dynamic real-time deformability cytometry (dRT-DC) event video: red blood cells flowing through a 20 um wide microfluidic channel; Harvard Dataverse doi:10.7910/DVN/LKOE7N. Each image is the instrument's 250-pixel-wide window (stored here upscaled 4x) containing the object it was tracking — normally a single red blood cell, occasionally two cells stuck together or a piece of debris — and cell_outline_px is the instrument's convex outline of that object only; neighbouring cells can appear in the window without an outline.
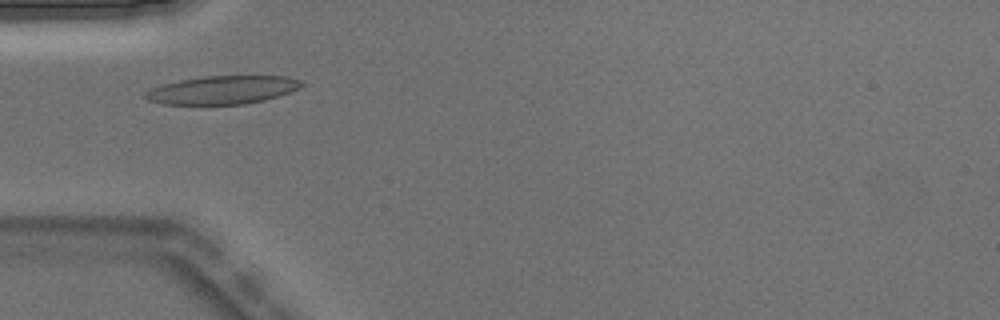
{"species": "Egyptian fruit bat (a non-hibernating species)", "species_latin": "Rousettus aegyptiacus", "temperature_condition": "warm", "stored_images_in_passage": 4, "camera_frame_rate_fps": 3000, "um_per_image_px": 0.085, "animal": {"sex": "male"}, "frame": {"image": 1, "passage_image": 3, "time_ms": 0.667, "image_size_px": [1000, 320], "cell_outline_px": [[304, 84], [300, 88], [280, 96], [264, 100], [244, 104], [164, 104], [148, 100], [144, 96], [144, 92], [152, 88], [164, 84], [180, 80], [204, 76], [288, 76], [300, 80]], "centroid_in_image_um": [18.95, 7.64], "position_along_channel_um": 66.1, "area_um2": 25.66}}